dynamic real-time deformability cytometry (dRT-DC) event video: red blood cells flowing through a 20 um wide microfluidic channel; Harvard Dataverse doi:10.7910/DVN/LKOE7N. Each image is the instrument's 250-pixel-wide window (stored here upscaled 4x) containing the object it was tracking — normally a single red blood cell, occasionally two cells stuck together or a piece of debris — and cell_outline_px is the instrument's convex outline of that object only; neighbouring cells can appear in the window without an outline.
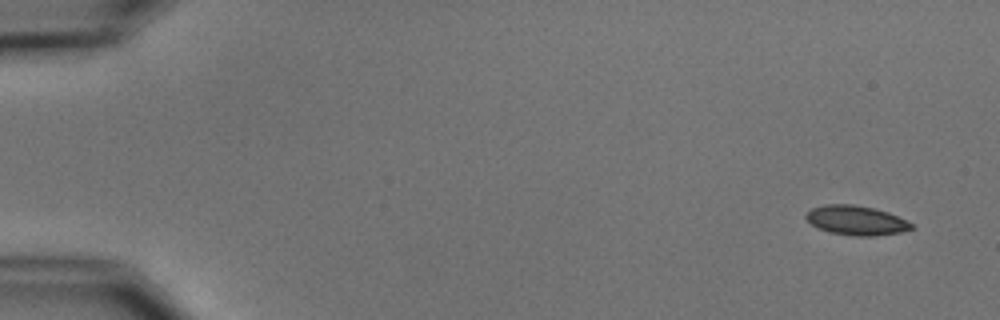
{"species": "common noctule bat (a hibernating species)", "species_latin": "Nyctalus noctula", "temperature_condition": "cold", "stored_images_in_passage": 2, "camera_frame_rate_fps": 3000, "um_per_image_px": 0.085, "animal": {"sex": "male", "body_mass_g": 15.6}, "frame": {"image": 1, "passage_image": 2, "time_ms": 2.0, "image_size_px": [1000, 320], "cell_outline_px": [[916, 228], [900, 232], [872, 236], [852, 236], [832, 232], [820, 228], [812, 224], [804, 216], [812, 208], [824, 204], [852, 204], [876, 208], [888, 212], [912, 224]], "centroid_in_image_um": [72.79, 18.72], "position_along_channel_um": 12.2, "area_um2": 17.92}}